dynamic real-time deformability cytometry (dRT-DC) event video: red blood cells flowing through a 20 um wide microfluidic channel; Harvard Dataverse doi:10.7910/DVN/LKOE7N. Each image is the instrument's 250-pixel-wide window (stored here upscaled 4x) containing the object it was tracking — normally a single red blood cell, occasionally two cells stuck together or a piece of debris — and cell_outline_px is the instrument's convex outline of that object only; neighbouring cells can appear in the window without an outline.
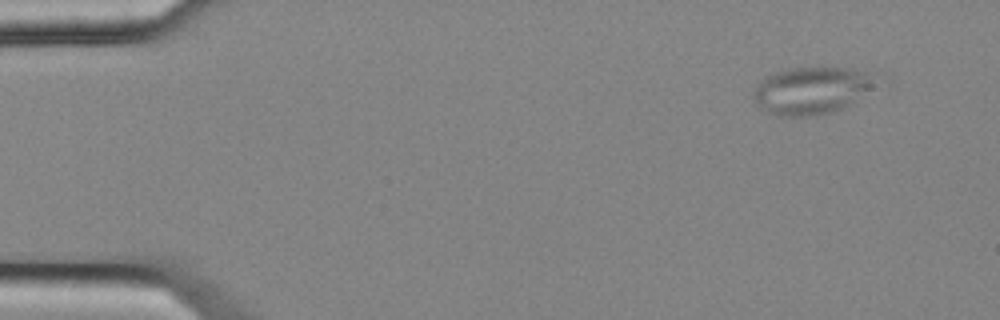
{"species": "common noctule bat (a hibernating species)", "species_latin": "Nyctalus noctula", "temperature_condition": "cold", "stored_images_in_passage": 13, "camera_frame_rate_fps": 3000, "um_per_image_px": 0.085, "animal": {"sex": "female", "body_mass_g": 25.1}, "frame": {"image": 1, "passage_image": 1, "time_ms": 0.0, "image_size_px": [1000, 320], "cell_outline_px": [[872, 84], [868, 88], [852, 100], [840, 108], [832, 112], [808, 116], [776, 116], [760, 108], [752, 96], [760, 80], [776, 72], [788, 68], [852, 68], [864, 72]], "centroid_in_image_um": [68.8, 7.7], "position_along_channel_um": 16.2, "area_um2": 32.19}}